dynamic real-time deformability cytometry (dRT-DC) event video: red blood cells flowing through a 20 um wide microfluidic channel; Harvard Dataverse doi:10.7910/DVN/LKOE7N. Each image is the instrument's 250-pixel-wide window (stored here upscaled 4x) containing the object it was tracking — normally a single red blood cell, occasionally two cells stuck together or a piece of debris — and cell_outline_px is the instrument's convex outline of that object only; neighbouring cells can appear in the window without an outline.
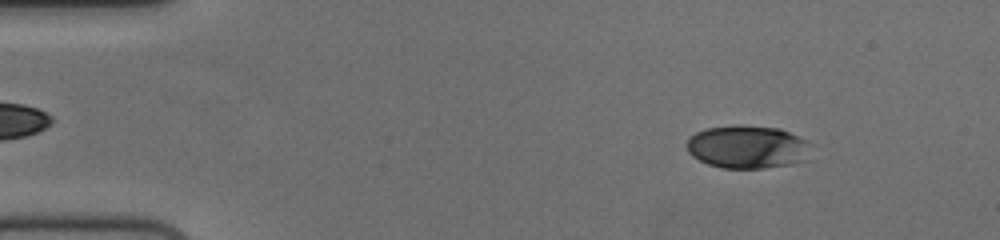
{"species": "human", "species_latin": "Homo sapiens", "temperature_condition": "cold", "stored_images_in_passage": 55, "camera_frame_rate_fps": 3000, "um_per_image_px": 0.085, "donor": {"sex": "female"}, "frame": {"image": 1, "passage_image": 7, "time_ms": 2.0, "image_size_px": [1000, 240], "cell_outline_px": [[804, 140], [800, 160], [788, 164], [764, 168], [720, 168], [708, 164], [692, 156], [688, 152], [688, 140], [696, 132], [708, 128], [736, 124], [740, 124], [780, 128]], "centroid_in_image_um": [63.36, 12.47], "position_along_channel_um": 21.6, "area_um2": 30.06}}
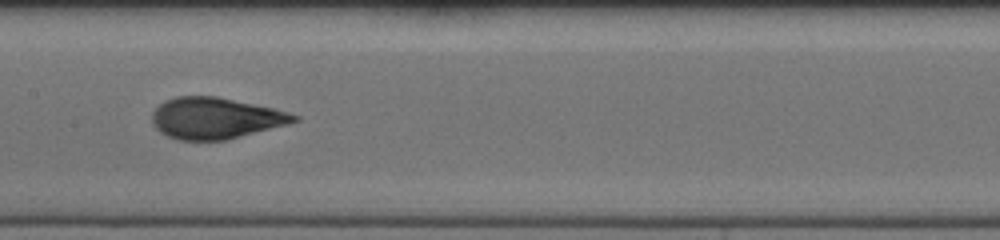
{"frame": {"image": 2, "passage_image": 28, "time_ms": 9.0, "image_size_px": [1000, 240], "cell_outline_px": [[300, 120], [288, 124], [224, 140], [176, 140], [160, 132], [152, 124], [152, 112], [164, 100], [176, 96], [216, 96], [272, 108], [288, 112], [300, 116]], "centroid_in_image_um": [18.28, 10.04], "position_along_channel_um": 189.1, "area_um2": 33.99}}
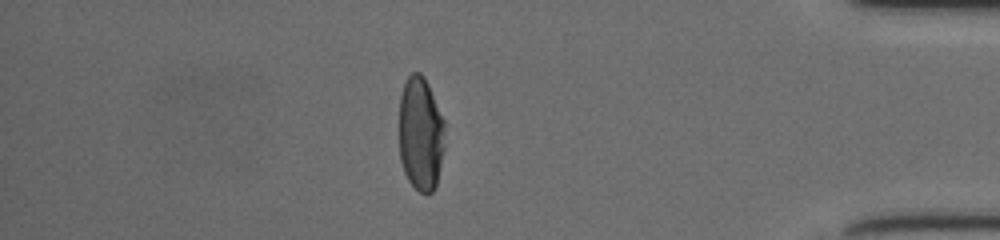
{"frame": {"image": 3, "passage_image": 48, "time_ms": 15.667, "image_size_px": [1000, 240], "cell_outline_px": [[444, 148], [436, 188], [432, 192], [420, 192], [408, 180], [404, 172], [400, 160], [400, 96], [404, 80], [412, 72], [420, 72], [424, 76], [428, 84], [444, 120]], "centroid_in_image_um": [35.75, 11.36], "position_along_channel_um": 399.4, "area_um2": 30.52}, "authors_computed_cell_mechanics": {"area_um2": 32.946, "velocity_mm_per_s": 3.7299, "shape_relaxation_time_tau1_ms": 4.3881, "shape_relaxation_time_tau2_ms": 0.6674, "deformation_change_tau1": 0.1864, "deformation_change_tau2": 0.0658}}